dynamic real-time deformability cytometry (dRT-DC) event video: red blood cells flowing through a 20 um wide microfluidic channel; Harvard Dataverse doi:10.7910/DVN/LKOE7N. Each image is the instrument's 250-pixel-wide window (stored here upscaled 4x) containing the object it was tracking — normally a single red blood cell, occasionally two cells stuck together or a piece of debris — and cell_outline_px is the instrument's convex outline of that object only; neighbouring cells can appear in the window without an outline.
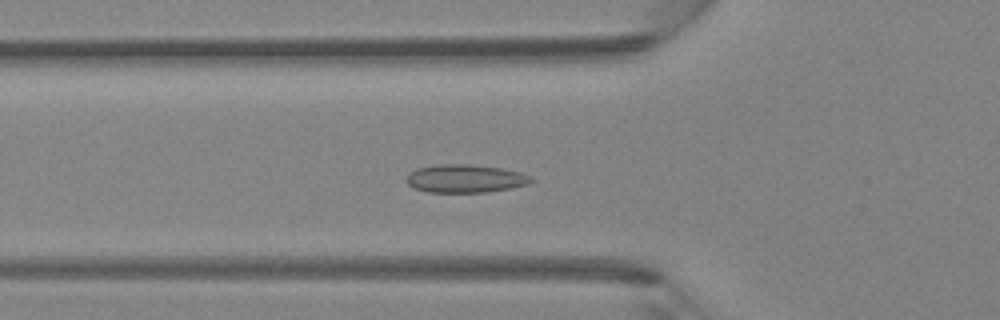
{"species": "Egyptian fruit bat (a non-hibernating species)", "species_latin": "Rousettus aegyptiacus", "temperature_condition": "room temperature", "stored_images_in_passage": 45, "camera_frame_rate_fps": 3000, "um_per_image_px": 0.085, "animal": {"sex": "female"}, "frame": {"image": 1, "passage_image": 16, "time_ms": 5.0, "image_size_px": [1000, 320], "cell_outline_px": [[532, 180], [528, 184], [512, 188], [484, 192], [428, 192], [412, 188], [404, 180], [408, 172], [416, 168], [440, 164], [472, 164], [500, 168], [520, 172], [528, 176]], "centroid_in_image_um": [39.46, 15.17], "position_along_channel_um": 86.3, "area_um2": 20.52}}
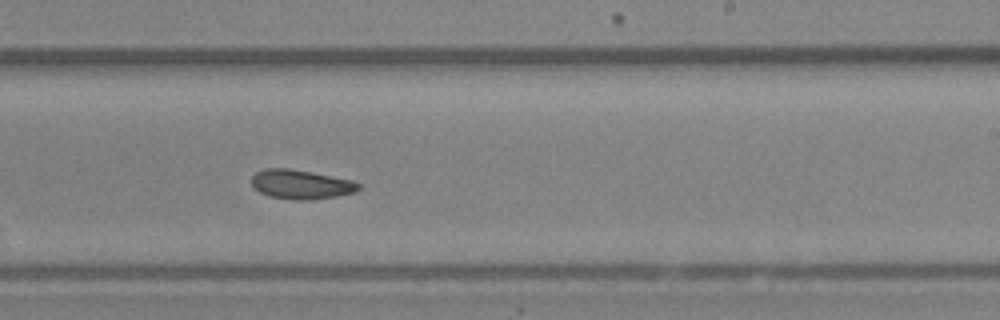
{"frame": {"image": 2, "passage_image": 28, "time_ms": 9.0, "image_size_px": [1000, 320], "cell_outline_px": [[360, 188], [352, 192], [336, 196], [312, 200], [292, 200], [272, 196], [260, 192], [252, 184], [252, 176], [256, 172], [264, 168], [288, 168], [312, 172], [352, 180], [360, 184]], "centroid_in_image_um": [25.57, 15.66], "position_along_channel_um": 263.4, "area_um2": 18.09}}
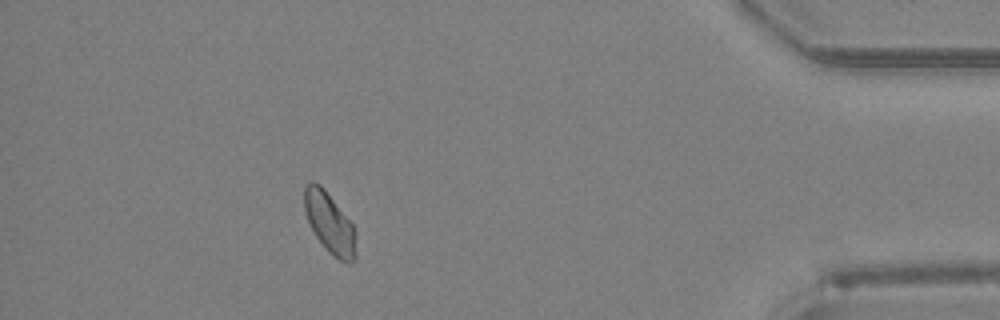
{"frame": {"image": 3, "passage_image": 41, "time_ms": 13.333, "image_size_px": [1000, 320], "cell_outline_px": [[356, 256], [348, 264], [340, 260], [328, 252], [316, 236], [304, 212], [304, 188], [312, 180], [320, 184], [324, 188], [352, 224], [356, 232]], "centroid_in_image_um": [28.02, 18.96], "position_along_channel_um": 407.2, "area_um2": 18.15}}